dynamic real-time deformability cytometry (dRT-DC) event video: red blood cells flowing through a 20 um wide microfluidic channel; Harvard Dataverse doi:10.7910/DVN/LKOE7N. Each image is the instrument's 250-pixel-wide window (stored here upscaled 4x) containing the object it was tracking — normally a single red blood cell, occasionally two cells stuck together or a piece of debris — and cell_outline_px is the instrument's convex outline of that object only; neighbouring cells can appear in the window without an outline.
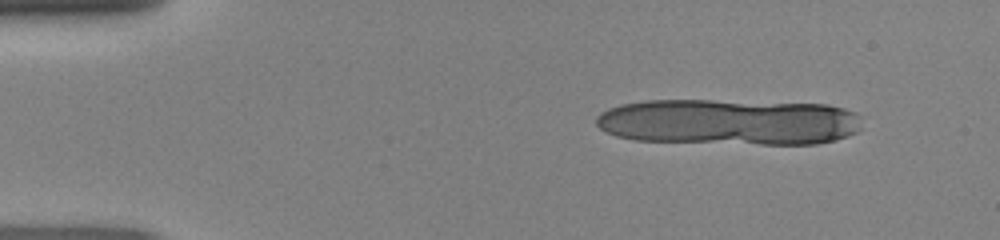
{"species": "human", "species_latin": "Homo sapiens", "temperature_condition": "room temperature", "stored_images_in_passage": 6, "segment_of_instrument_passage": [1, 2], "camera_frame_rate_fps": 3000, "um_per_image_px": 0.085, "donor": {"sex": "female"}, "frame": {"image": 1, "passage_image": 1, "time_ms": 0.0, "image_size_px": [1000, 240], "cell_outline_px": [[840, 136], [828, 140], [800, 144], [776, 144], [604, 116], [608, 112], [616, 108], [632, 104], [684, 100], [812, 104], [836, 108]], "centroid_in_image_um": [62.92, 10.15], "position_along_channel_um": 22.1, "area_um2": 50.75}}